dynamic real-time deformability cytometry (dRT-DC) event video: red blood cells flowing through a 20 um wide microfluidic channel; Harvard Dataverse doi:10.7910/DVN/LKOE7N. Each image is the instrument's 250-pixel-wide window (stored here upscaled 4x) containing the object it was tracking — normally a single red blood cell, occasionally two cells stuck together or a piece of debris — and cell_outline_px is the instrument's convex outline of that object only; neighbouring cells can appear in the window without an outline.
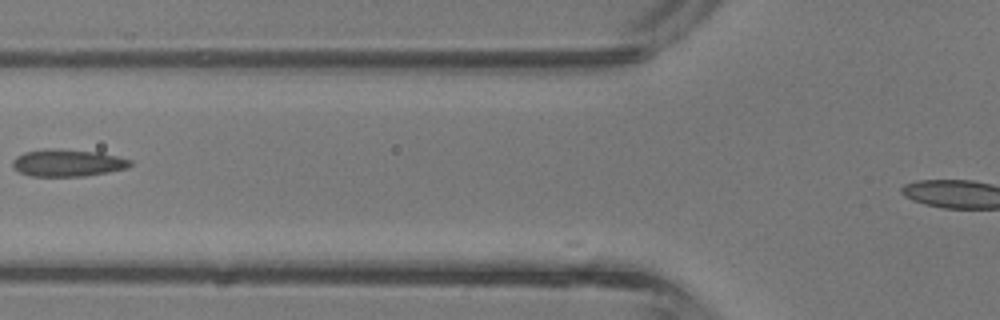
{"species": "common noctule bat (a hibernating species)", "species_latin": "Nyctalus noctula", "temperature_condition": "room temperature", "stored_images_in_passage": 31, "camera_frame_rate_fps": 3000, "um_per_image_px": 0.085, "animal": {"sex": "male", "body_mass_g": 13.3}, "frame": {"image": 1, "passage_image": 10, "time_ms": 3.0, "image_size_px": [1000, 320], "cell_outline_px": [[132, 164], [128, 168], [108, 172], [84, 176], [32, 176], [20, 172], [12, 164], [12, 160], [16, 156], [24, 152], [56, 148], [100, 152], [132, 160]], "centroid_in_image_um": [5.77, 13.84], "position_along_channel_um": 120.0, "area_um2": 18.55}}
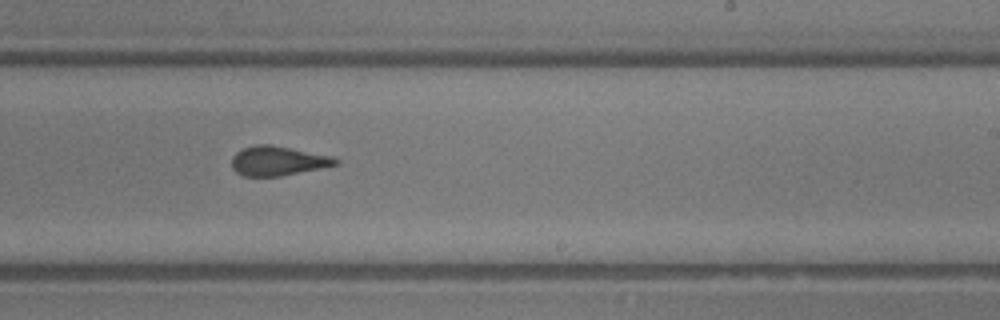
{"frame": {"image": 2, "passage_image": 19, "time_ms": 6.0, "image_size_px": [1000, 320], "cell_outline_px": [[340, 164], [280, 176], [244, 176], [236, 172], [232, 168], [232, 156], [236, 152], [252, 144], [272, 144], [332, 156], [340, 160]], "centroid_in_image_um": [23.62, 13.66], "position_along_channel_um": 265.4, "area_um2": 17.92}}
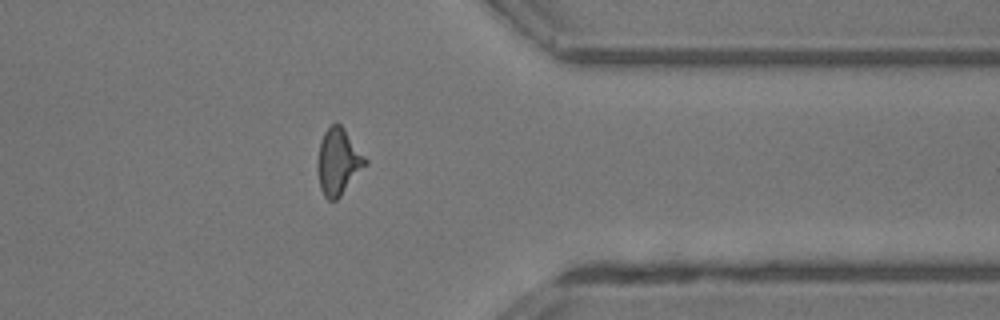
{"frame": {"image": 3, "passage_image": 27, "time_ms": 8.667, "image_size_px": [1000, 320], "cell_outline_px": [[368, 164], [340, 196], [336, 200], [328, 200], [324, 196], [320, 188], [316, 168], [316, 164], [320, 140], [324, 132], [332, 124], [340, 124], [344, 128], [368, 160]], "centroid_in_image_um": [28.74, 13.75], "position_along_channel_um": 382.7, "area_um2": 18.61}}